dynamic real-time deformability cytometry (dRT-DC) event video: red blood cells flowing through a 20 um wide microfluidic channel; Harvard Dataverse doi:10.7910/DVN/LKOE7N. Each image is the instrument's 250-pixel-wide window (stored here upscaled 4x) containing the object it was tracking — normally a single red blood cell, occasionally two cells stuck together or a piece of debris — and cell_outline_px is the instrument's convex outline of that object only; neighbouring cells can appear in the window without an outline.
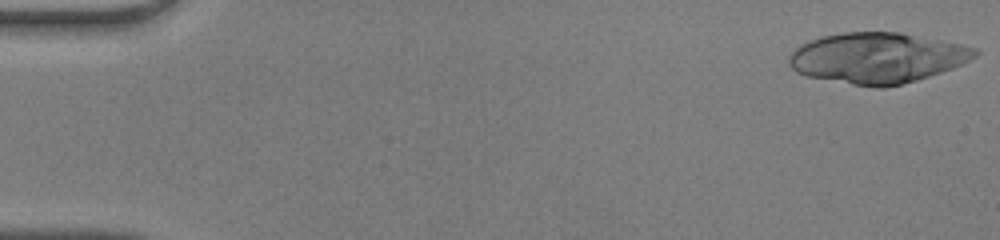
{"species": "human", "species_latin": "Homo sapiens", "temperature_condition": "warm", "stored_images_in_passage": 37, "camera_frame_rate_fps": 3000, "um_per_image_px": 0.085, "donor": {"sex": "male"}, "frame": {"image": 1, "passage_image": 1, "time_ms": 0.0, "image_size_px": [1000, 240], "cell_outline_px": [[980, 52], [976, 56], [952, 68], [916, 80], [884, 88], [872, 88], [808, 76], [796, 72], [788, 64], [788, 56], [800, 44], [808, 40], [820, 36], [844, 32], [900, 32], [960, 44], [976, 48]], "centroid_in_image_um": [74.52, 4.92], "position_along_channel_um": 10.5, "area_um2": 54.74}}
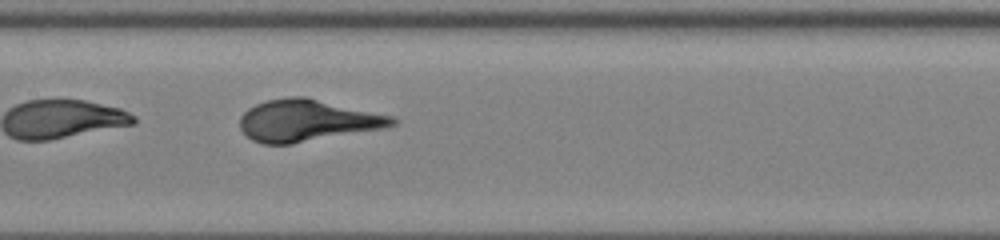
{"frame": {"image": 2, "passage_image": 25, "time_ms": 8.0, "image_size_px": [1000, 240], "cell_outline_px": [[400, 120], [396, 124], [384, 128], [292, 144], [264, 144], [252, 140], [240, 128], [240, 116], [248, 108], [256, 104], [268, 100], [288, 96], [304, 96], [396, 116]], "centroid_in_image_um": [26.16, 10.24], "position_along_channel_um": 181.2, "area_um2": 37.34}}
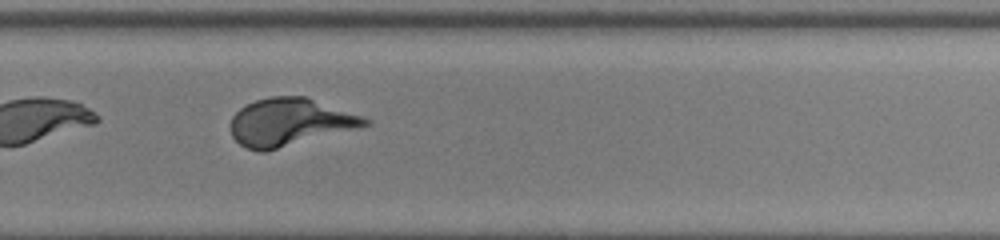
{"frame": {"image": 3, "passage_image": 34, "time_ms": 11.0, "image_size_px": [1000, 240], "cell_outline_px": [[372, 124], [360, 128], [264, 152], [260, 152], [248, 148], [240, 144], [232, 136], [232, 116], [240, 108], [256, 100], [272, 96], [304, 96], [364, 116], [372, 120]], "centroid_in_image_um": [24.69, 10.38], "position_along_channel_um": 305.1, "area_um2": 37.17}}